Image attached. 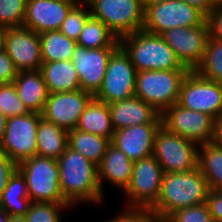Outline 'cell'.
Segmentation results:
<instances>
[{
	"instance_id": "1",
	"label": "cell",
	"mask_w": 222,
	"mask_h": 222,
	"mask_svg": "<svg viewBox=\"0 0 222 222\" xmlns=\"http://www.w3.org/2000/svg\"><path fill=\"white\" fill-rule=\"evenodd\" d=\"M60 188L64 199L72 206L103 203L104 195L98 182L97 165L67 146L57 159Z\"/></svg>"
},
{
	"instance_id": "2",
	"label": "cell",
	"mask_w": 222,
	"mask_h": 222,
	"mask_svg": "<svg viewBox=\"0 0 222 222\" xmlns=\"http://www.w3.org/2000/svg\"><path fill=\"white\" fill-rule=\"evenodd\" d=\"M209 190L199 167L189 172L164 173L158 201L149 210L165 221L181 208L206 203Z\"/></svg>"
},
{
	"instance_id": "3",
	"label": "cell",
	"mask_w": 222,
	"mask_h": 222,
	"mask_svg": "<svg viewBox=\"0 0 222 222\" xmlns=\"http://www.w3.org/2000/svg\"><path fill=\"white\" fill-rule=\"evenodd\" d=\"M120 46L129 55L131 63L139 71L188 70L175 52L158 34L145 30L125 35L119 39Z\"/></svg>"
},
{
	"instance_id": "4",
	"label": "cell",
	"mask_w": 222,
	"mask_h": 222,
	"mask_svg": "<svg viewBox=\"0 0 222 222\" xmlns=\"http://www.w3.org/2000/svg\"><path fill=\"white\" fill-rule=\"evenodd\" d=\"M17 169L25 177L31 202L69 204L60 188L57 159L36 155L22 161Z\"/></svg>"
},
{
	"instance_id": "5",
	"label": "cell",
	"mask_w": 222,
	"mask_h": 222,
	"mask_svg": "<svg viewBox=\"0 0 222 222\" xmlns=\"http://www.w3.org/2000/svg\"><path fill=\"white\" fill-rule=\"evenodd\" d=\"M189 70H147L136 75L135 96L161 115L179 99L180 86Z\"/></svg>"
},
{
	"instance_id": "6",
	"label": "cell",
	"mask_w": 222,
	"mask_h": 222,
	"mask_svg": "<svg viewBox=\"0 0 222 222\" xmlns=\"http://www.w3.org/2000/svg\"><path fill=\"white\" fill-rule=\"evenodd\" d=\"M153 156L164 173L189 172L198 168L199 145L161 125L155 135Z\"/></svg>"
},
{
	"instance_id": "7",
	"label": "cell",
	"mask_w": 222,
	"mask_h": 222,
	"mask_svg": "<svg viewBox=\"0 0 222 222\" xmlns=\"http://www.w3.org/2000/svg\"><path fill=\"white\" fill-rule=\"evenodd\" d=\"M91 16L102 21L118 39L143 29L144 8L140 0H92Z\"/></svg>"
},
{
	"instance_id": "8",
	"label": "cell",
	"mask_w": 222,
	"mask_h": 222,
	"mask_svg": "<svg viewBox=\"0 0 222 222\" xmlns=\"http://www.w3.org/2000/svg\"><path fill=\"white\" fill-rule=\"evenodd\" d=\"M164 172L151 155L134 162L132 178L123 191L127 203L125 209H150L159 198Z\"/></svg>"
},
{
	"instance_id": "9",
	"label": "cell",
	"mask_w": 222,
	"mask_h": 222,
	"mask_svg": "<svg viewBox=\"0 0 222 222\" xmlns=\"http://www.w3.org/2000/svg\"><path fill=\"white\" fill-rule=\"evenodd\" d=\"M206 21V14L196 6L180 0H166L144 11L143 30L160 35L177 27H195Z\"/></svg>"
},
{
	"instance_id": "10",
	"label": "cell",
	"mask_w": 222,
	"mask_h": 222,
	"mask_svg": "<svg viewBox=\"0 0 222 222\" xmlns=\"http://www.w3.org/2000/svg\"><path fill=\"white\" fill-rule=\"evenodd\" d=\"M137 69L119 46L110 56L103 83L94 98L107 104L135 96Z\"/></svg>"
},
{
	"instance_id": "11",
	"label": "cell",
	"mask_w": 222,
	"mask_h": 222,
	"mask_svg": "<svg viewBox=\"0 0 222 222\" xmlns=\"http://www.w3.org/2000/svg\"><path fill=\"white\" fill-rule=\"evenodd\" d=\"M40 117L41 114L29 113L7 118L0 151H3L16 165L37 155L36 136Z\"/></svg>"
},
{
	"instance_id": "12",
	"label": "cell",
	"mask_w": 222,
	"mask_h": 222,
	"mask_svg": "<svg viewBox=\"0 0 222 222\" xmlns=\"http://www.w3.org/2000/svg\"><path fill=\"white\" fill-rule=\"evenodd\" d=\"M177 103L217 119L222 115V84L200 76L195 70L189 71L180 86Z\"/></svg>"
},
{
	"instance_id": "13",
	"label": "cell",
	"mask_w": 222,
	"mask_h": 222,
	"mask_svg": "<svg viewBox=\"0 0 222 222\" xmlns=\"http://www.w3.org/2000/svg\"><path fill=\"white\" fill-rule=\"evenodd\" d=\"M161 116L162 125L180 137L198 145L213 141L216 119L211 115L187 109L176 103Z\"/></svg>"
},
{
	"instance_id": "14",
	"label": "cell",
	"mask_w": 222,
	"mask_h": 222,
	"mask_svg": "<svg viewBox=\"0 0 222 222\" xmlns=\"http://www.w3.org/2000/svg\"><path fill=\"white\" fill-rule=\"evenodd\" d=\"M160 36L175 52L182 65L194 71L202 62L209 38L208 24L195 27H177L165 30Z\"/></svg>"
},
{
	"instance_id": "15",
	"label": "cell",
	"mask_w": 222,
	"mask_h": 222,
	"mask_svg": "<svg viewBox=\"0 0 222 222\" xmlns=\"http://www.w3.org/2000/svg\"><path fill=\"white\" fill-rule=\"evenodd\" d=\"M94 96L82 89L49 93L41 117L67 131L77 128L81 114Z\"/></svg>"
},
{
	"instance_id": "16",
	"label": "cell",
	"mask_w": 222,
	"mask_h": 222,
	"mask_svg": "<svg viewBox=\"0 0 222 222\" xmlns=\"http://www.w3.org/2000/svg\"><path fill=\"white\" fill-rule=\"evenodd\" d=\"M118 47L87 49L77 45L72 55L82 90L93 96L101 88L111 54Z\"/></svg>"
},
{
	"instance_id": "17",
	"label": "cell",
	"mask_w": 222,
	"mask_h": 222,
	"mask_svg": "<svg viewBox=\"0 0 222 222\" xmlns=\"http://www.w3.org/2000/svg\"><path fill=\"white\" fill-rule=\"evenodd\" d=\"M4 50L10 56L18 71L41 69L43 61L38 33L23 26L8 28Z\"/></svg>"
},
{
	"instance_id": "18",
	"label": "cell",
	"mask_w": 222,
	"mask_h": 222,
	"mask_svg": "<svg viewBox=\"0 0 222 222\" xmlns=\"http://www.w3.org/2000/svg\"><path fill=\"white\" fill-rule=\"evenodd\" d=\"M75 5L73 0H27L23 27L38 34L59 30Z\"/></svg>"
},
{
	"instance_id": "19",
	"label": "cell",
	"mask_w": 222,
	"mask_h": 222,
	"mask_svg": "<svg viewBox=\"0 0 222 222\" xmlns=\"http://www.w3.org/2000/svg\"><path fill=\"white\" fill-rule=\"evenodd\" d=\"M162 124H139L114 131L110 143L133 162L153 155L156 132Z\"/></svg>"
},
{
	"instance_id": "20",
	"label": "cell",
	"mask_w": 222,
	"mask_h": 222,
	"mask_svg": "<svg viewBox=\"0 0 222 222\" xmlns=\"http://www.w3.org/2000/svg\"><path fill=\"white\" fill-rule=\"evenodd\" d=\"M108 105L114 131L139 124H162L161 114L139 97Z\"/></svg>"
},
{
	"instance_id": "21",
	"label": "cell",
	"mask_w": 222,
	"mask_h": 222,
	"mask_svg": "<svg viewBox=\"0 0 222 222\" xmlns=\"http://www.w3.org/2000/svg\"><path fill=\"white\" fill-rule=\"evenodd\" d=\"M134 162L121 150L111 143L106 148L101 163L97 166L98 182L102 194L103 181L124 191L132 178Z\"/></svg>"
},
{
	"instance_id": "22",
	"label": "cell",
	"mask_w": 222,
	"mask_h": 222,
	"mask_svg": "<svg viewBox=\"0 0 222 222\" xmlns=\"http://www.w3.org/2000/svg\"><path fill=\"white\" fill-rule=\"evenodd\" d=\"M13 83L28 111L41 114L49 95L41 70L18 71Z\"/></svg>"
},
{
	"instance_id": "23",
	"label": "cell",
	"mask_w": 222,
	"mask_h": 222,
	"mask_svg": "<svg viewBox=\"0 0 222 222\" xmlns=\"http://www.w3.org/2000/svg\"><path fill=\"white\" fill-rule=\"evenodd\" d=\"M41 72L49 93L80 90V82L72 60L43 62Z\"/></svg>"
},
{
	"instance_id": "24",
	"label": "cell",
	"mask_w": 222,
	"mask_h": 222,
	"mask_svg": "<svg viewBox=\"0 0 222 222\" xmlns=\"http://www.w3.org/2000/svg\"><path fill=\"white\" fill-rule=\"evenodd\" d=\"M77 129L108 138L111 141L114 129L109 105L93 97L81 114Z\"/></svg>"
},
{
	"instance_id": "25",
	"label": "cell",
	"mask_w": 222,
	"mask_h": 222,
	"mask_svg": "<svg viewBox=\"0 0 222 222\" xmlns=\"http://www.w3.org/2000/svg\"><path fill=\"white\" fill-rule=\"evenodd\" d=\"M25 177L16 169L9 177L0 198V206L12 217H25L31 205Z\"/></svg>"
},
{
	"instance_id": "26",
	"label": "cell",
	"mask_w": 222,
	"mask_h": 222,
	"mask_svg": "<svg viewBox=\"0 0 222 222\" xmlns=\"http://www.w3.org/2000/svg\"><path fill=\"white\" fill-rule=\"evenodd\" d=\"M36 140L37 155L58 159L68 146V131L40 117Z\"/></svg>"
},
{
	"instance_id": "27",
	"label": "cell",
	"mask_w": 222,
	"mask_h": 222,
	"mask_svg": "<svg viewBox=\"0 0 222 222\" xmlns=\"http://www.w3.org/2000/svg\"><path fill=\"white\" fill-rule=\"evenodd\" d=\"M198 167L209 189L222 191V146L214 141L200 144Z\"/></svg>"
},
{
	"instance_id": "28",
	"label": "cell",
	"mask_w": 222,
	"mask_h": 222,
	"mask_svg": "<svg viewBox=\"0 0 222 222\" xmlns=\"http://www.w3.org/2000/svg\"><path fill=\"white\" fill-rule=\"evenodd\" d=\"M109 144L108 138L96 134L80 131L77 128L68 131V146L97 166L101 163Z\"/></svg>"
},
{
	"instance_id": "29",
	"label": "cell",
	"mask_w": 222,
	"mask_h": 222,
	"mask_svg": "<svg viewBox=\"0 0 222 222\" xmlns=\"http://www.w3.org/2000/svg\"><path fill=\"white\" fill-rule=\"evenodd\" d=\"M39 37L43 62L72 60L73 52L77 46L76 41L69 39L59 30L41 32Z\"/></svg>"
},
{
	"instance_id": "30",
	"label": "cell",
	"mask_w": 222,
	"mask_h": 222,
	"mask_svg": "<svg viewBox=\"0 0 222 222\" xmlns=\"http://www.w3.org/2000/svg\"><path fill=\"white\" fill-rule=\"evenodd\" d=\"M77 45L87 49L119 47V39L100 20L90 16L83 26Z\"/></svg>"
},
{
	"instance_id": "31",
	"label": "cell",
	"mask_w": 222,
	"mask_h": 222,
	"mask_svg": "<svg viewBox=\"0 0 222 222\" xmlns=\"http://www.w3.org/2000/svg\"><path fill=\"white\" fill-rule=\"evenodd\" d=\"M195 71L206 79L222 84V41L208 38L203 60Z\"/></svg>"
},
{
	"instance_id": "32",
	"label": "cell",
	"mask_w": 222,
	"mask_h": 222,
	"mask_svg": "<svg viewBox=\"0 0 222 222\" xmlns=\"http://www.w3.org/2000/svg\"><path fill=\"white\" fill-rule=\"evenodd\" d=\"M91 16L88 4H76L67 14L59 31L69 39L77 41L87 19Z\"/></svg>"
},
{
	"instance_id": "33",
	"label": "cell",
	"mask_w": 222,
	"mask_h": 222,
	"mask_svg": "<svg viewBox=\"0 0 222 222\" xmlns=\"http://www.w3.org/2000/svg\"><path fill=\"white\" fill-rule=\"evenodd\" d=\"M70 207V204L32 202L25 219L26 222H62V210H68Z\"/></svg>"
},
{
	"instance_id": "34",
	"label": "cell",
	"mask_w": 222,
	"mask_h": 222,
	"mask_svg": "<svg viewBox=\"0 0 222 222\" xmlns=\"http://www.w3.org/2000/svg\"><path fill=\"white\" fill-rule=\"evenodd\" d=\"M27 0H0V25L7 28L22 27Z\"/></svg>"
},
{
	"instance_id": "35",
	"label": "cell",
	"mask_w": 222,
	"mask_h": 222,
	"mask_svg": "<svg viewBox=\"0 0 222 222\" xmlns=\"http://www.w3.org/2000/svg\"><path fill=\"white\" fill-rule=\"evenodd\" d=\"M0 112L7 118L30 113L19 99L13 82L0 84Z\"/></svg>"
},
{
	"instance_id": "36",
	"label": "cell",
	"mask_w": 222,
	"mask_h": 222,
	"mask_svg": "<svg viewBox=\"0 0 222 222\" xmlns=\"http://www.w3.org/2000/svg\"><path fill=\"white\" fill-rule=\"evenodd\" d=\"M164 222H214L206 203L181 208Z\"/></svg>"
},
{
	"instance_id": "37",
	"label": "cell",
	"mask_w": 222,
	"mask_h": 222,
	"mask_svg": "<svg viewBox=\"0 0 222 222\" xmlns=\"http://www.w3.org/2000/svg\"><path fill=\"white\" fill-rule=\"evenodd\" d=\"M104 222H164L149 209H125Z\"/></svg>"
},
{
	"instance_id": "38",
	"label": "cell",
	"mask_w": 222,
	"mask_h": 222,
	"mask_svg": "<svg viewBox=\"0 0 222 222\" xmlns=\"http://www.w3.org/2000/svg\"><path fill=\"white\" fill-rule=\"evenodd\" d=\"M209 37L222 41V2L206 15Z\"/></svg>"
},
{
	"instance_id": "39",
	"label": "cell",
	"mask_w": 222,
	"mask_h": 222,
	"mask_svg": "<svg viewBox=\"0 0 222 222\" xmlns=\"http://www.w3.org/2000/svg\"><path fill=\"white\" fill-rule=\"evenodd\" d=\"M17 74L18 70L16 69L10 56L5 50L0 51V84L14 82Z\"/></svg>"
},
{
	"instance_id": "40",
	"label": "cell",
	"mask_w": 222,
	"mask_h": 222,
	"mask_svg": "<svg viewBox=\"0 0 222 222\" xmlns=\"http://www.w3.org/2000/svg\"><path fill=\"white\" fill-rule=\"evenodd\" d=\"M16 169L17 165L3 151H0V198L6 188L9 177Z\"/></svg>"
},
{
	"instance_id": "41",
	"label": "cell",
	"mask_w": 222,
	"mask_h": 222,
	"mask_svg": "<svg viewBox=\"0 0 222 222\" xmlns=\"http://www.w3.org/2000/svg\"><path fill=\"white\" fill-rule=\"evenodd\" d=\"M206 204L214 222H222V191L209 190Z\"/></svg>"
},
{
	"instance_id": "42",
	"label": "cell",
	"mask_w": 222,
	"mask_h": 222,
	"mask_svg": "<svg viewBox=\"0 0 222 222\" xmlns=\"http://www.w3.org/2000/svg\"><path fill=\"white\" fill-rule=\"evenodd\" d=\"M186 2L190 5L196 6L206 15L215 7H217L221 2L220 0H180Z\"/></svg>"
},
{
	"instance_id": "43",
	"label": "cell",
	"mask_w": 222,
	"mask_h": 222,
	"mask_svg": "<svg viewBox=\"0 0 222 222\" xmlns=\"http://www.w3.org/2000/svg\"><path fill=\"white\" fill-rule=\"evenodd\" d=\"M213 141L222 146V115L215 120V132Z\"/></svg>"
},
{
	"instance_id": "44",
	"label": "cell",
	"mask_w": 222,
	"mask_h": 222,
	"mask_svg": "<svg viewBox=\"0 0 222 222\" xmlns=\"http://www.w3.org/2000/svg\"><path fill=\"white\" fill-rule=\"evenodd\" d=\"M6 122H7V117L0 112V144L4 139Z\"/></svg>"
},
{
	"instance_id": "45",
	"label": "cell",
	"mask_w": 222,
	"mask_h": 222,
	"mask_svg": "<svg viewBox=\"0 0 222 222\" xmlns=\"http://www.w3.org/2000/svg\"><path fill=\"white\" fill-rule=\"evenodd\" d=\"M7 27L0 25V51H3L5 49V37L7 34Z\"/></svg>"
},
{
	"instance_id": "46",
	"label": "cell",
	"mask_w": 222,
	"mask_h": 222,
	"mask_svg": "<svg viewBox=\"0 0 222 222\" xmlns=\"http://www.w3.org/2000/svg\"><path fill=\"white\" fill-rule=\"evenodd\" d=\"M163 1H166V0H140L141 5L144 8V10L150 5L161 3Z\"/></svg>"
},
{
	"instance_id": "47",
	"label": "cell",
	"mask_w": 222,
	"mask_h": 222,
	"mask_svg": "<svg viewBox=\"0 0 222 222\" xmlns=\"http://www.w3.org/2000/svg\"><path fill=\"white\" fill-rule=\"evenodd\" d=\"M9 217V214L4 211L0 206V222H6Z\"/></svg>"
},
{
	"instance_id": "48",
	"label": "cell",
	"mask_w": 222,
	"mask_h": 222,
	"mask_svg": "<svg viewBox=\"0 0 222 222\" xmlns=\"http://www.w3.org/2000/svg\"><path fill=\"white\" fill-rule=\"evenodd\" d=\"M6 222H26V219H25V217L9 216Z\"/></svg>"
},
{
	"instance_id": "49",
	"label": "cell",
	"mask_w": 222,
	"mask_h": 222,
	"mask_svg": "<svg viewBox=\"0 0 222 222\" xmlns=\"http://www.w3.org/2000/svg\"><path fill=\"white\" fill-rule=\"evenodd\" d=\"M76 4H88L92 0H73Z\"/></svg>"
}]
</instances>
